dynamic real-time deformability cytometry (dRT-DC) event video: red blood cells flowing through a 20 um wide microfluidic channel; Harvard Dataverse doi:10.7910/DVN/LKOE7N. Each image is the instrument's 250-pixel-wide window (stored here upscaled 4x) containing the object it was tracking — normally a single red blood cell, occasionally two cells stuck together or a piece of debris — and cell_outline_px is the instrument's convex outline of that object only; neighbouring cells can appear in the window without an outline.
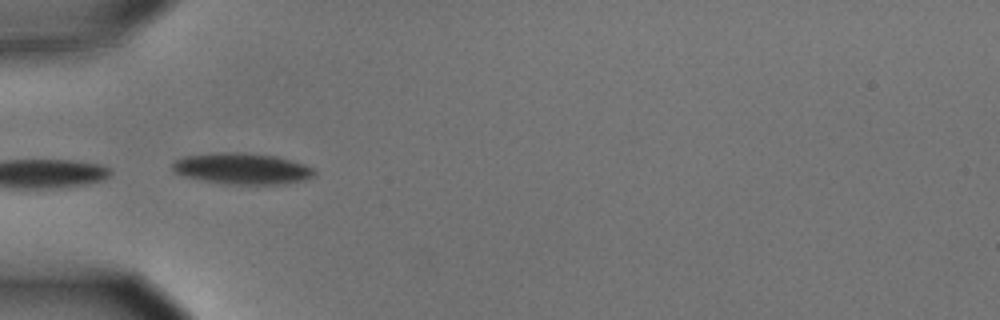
{"species": "common noctule bat (a hibernating species)", "species_latin": "Nyctalus noctula", "temperature_condition": "cold", "stored_images_in_passage": 8, "camera_frame_rate_fps": 3000, "um_per_image_px": 0.085, "animal": {"sex": "male", "body_mass_g": 15.6}, "frame": {"image": 1, "passage_image": 5, "time_ms": 1.333, "image_size_px": [1000, 320], "cell_outline_px": [[316, 172], [312, 176], [304, 180], [284, 184], [224, 184], [184, 176], [176, 172], [172, 168], [172, 160], [184, 156], [220, 152], [236, 152], [276, 156], [292, 160], [304, 164], [312, 168]], "centroid_in_image_um": [20.56, 14.33], "position_along_channel_um": 64.4, "area_um2": 25.72}}
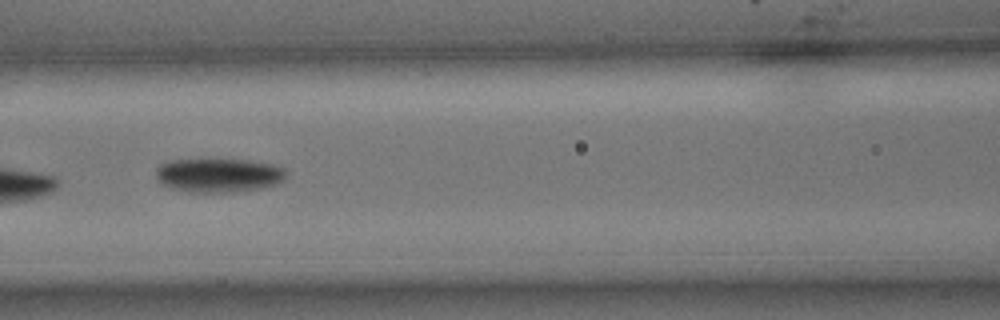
{"frame": {"image": 2, "passage_image": 7, "time_ms": 2.0, "image_size_px": [1000, 320], "cell_outline_px": [[288, 172], [284, 180], [276, 184], [260, 188], [232, 192], [188, 192], [172, 188], [160, 184], [156, 176], [156, 168], [160, 164], [168, 160], [248, 160], [272, 164], [284, 168]], "centroid_in_image_um": [18.57, 14.9], "position_along_channel_um": 148.0, "area_um2": 25.84}}
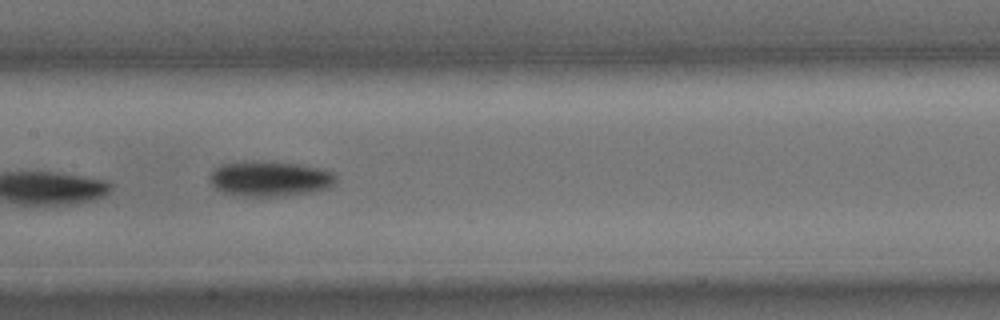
{"frame": {"image": 3, "passage_image": 8, "time_ms": 2.333, "image_size_px": [1000, 320], "cell_outline_px": [[336, 180], [328, 188], [312, 192], [288, 196], [244, 196], [220, 192], [212, 184], [208, 176], [212, 168], [220, 164], [244, 160], [272, 160], [300, 164], [332, 172], [336, 176]], "centroid_in_image_um": [22.87, 15.16], "position_along_channel_um": 184.5, "area_um2": 26.59}}